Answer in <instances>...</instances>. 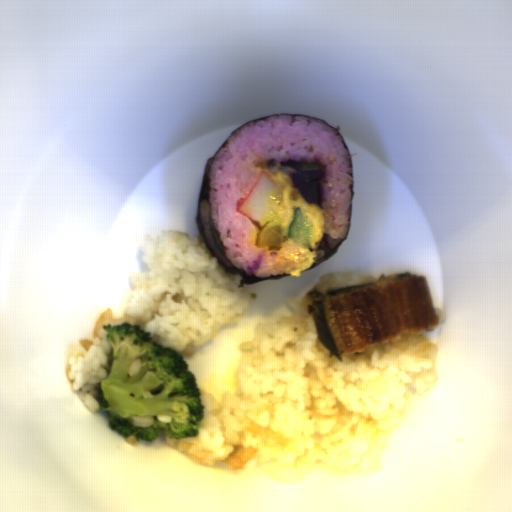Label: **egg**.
Here are the masks:
<instances>
[{
  "mask_svg": "<svg viewBox=\"0 0 512 512\" xmlns=\"http://www.w3.org/2000/svg\"><path fill=\"white\" fill-rule=\"evenodd\" d=\"M271 177L282 189L279 201L274 205L271 217L267 222H278L282 227L283 237L289 238L286 232L293 220L294 211L301 207L310 223L311 247H316L322 241L324 234V216L320 205H309L291 184L288 173L278 171ZM266 222V223H267Z\"/></svg>",
  "mask_w": 512,
  "mask_h": 512,
  "instance_id": "d2b9013d",
  "label": "egg"
}]
</instances>
